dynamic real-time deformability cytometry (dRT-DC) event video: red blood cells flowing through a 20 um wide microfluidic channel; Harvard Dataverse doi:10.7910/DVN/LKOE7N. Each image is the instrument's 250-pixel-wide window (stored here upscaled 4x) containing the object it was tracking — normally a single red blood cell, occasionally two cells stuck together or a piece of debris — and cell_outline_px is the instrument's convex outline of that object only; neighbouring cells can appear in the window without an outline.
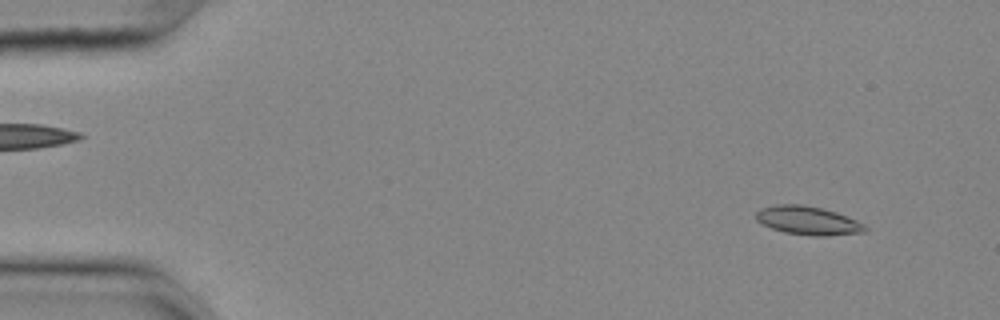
{"species": "common noctule bat (a hibernating species)", "species_latin": "Nyctalus noctula", "temperature_condition": "cold", "stored_images_in_passage": 56, "camera_frame_rate_fps": 3000, "um_per_image_px": 0.085, "animal": {"sex": "female", "body_mass_g": 25.1}, "frame": {"image": 1, "passage_image": 5, "time_ms": 1.333, "image_size_px": [1000, 320], "cell_outline_px": [[868, 228], [864, 232], [824, 236], [812, 236], [784, 232], [772, 228], [756, 220], [756, 212], [760, 208], [776, 204], [804, 204], [836, 212], [856, 220], [864, 224]], "centroid_in_image_um": [68.66, 18.74], "position_along_channel_um": 16.3, "area_um2": 18.09}}
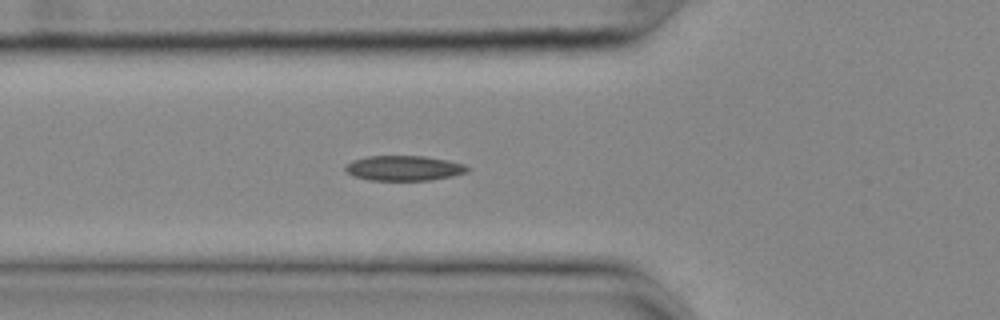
{"frame": {"image": 2, "passage_image": 20, "time_ms": 6.333, "image_size_px": [1000, 320], "cell_outline_px": [[472, 168], [468, 172], [452, 176], [432, 180], [368, 180], [352, 176], [344, 168], [352, 160], [368, 156], [424, 156], [448, 160], [464, 164]], "centroid_in_image_um": [34.37, 14.29], "position_along_channel_um": 91.4, "area_um2": 17.92}}
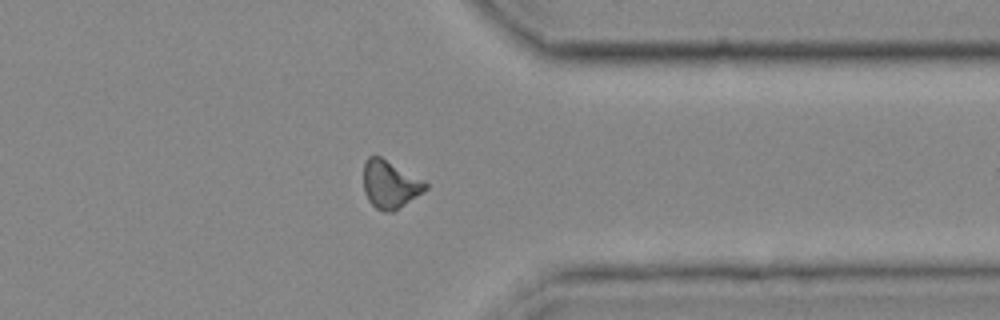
{"frame": {"image": 3, "passage_image": 44, "time_ms": 14.333, "image_size_px": [1000, 320], "cell_outline_px": [[428, 188], [392, 212], [384, 212], [376, 208], [368, 200], [364, 192], [364, 164], [368, 156], [380, 156], [424, 180], [428, 184]], "centroid_in_image_um": [33.14, 15.66], "position_along_channel_um": 378.3, "area_um2": 17.05}, "authors_computed_cell_mechanics": {"area_um2": 17.2244, "velocity_mm_per_s": 3.6449, "shape_relaxation_time_tau1_ms": 6.0649, "shape_relaxation_time_tau2_ms": 4.4003, "deformation_change_tau1": 0.1308, "deformation_change_tau2": 0.1212}}